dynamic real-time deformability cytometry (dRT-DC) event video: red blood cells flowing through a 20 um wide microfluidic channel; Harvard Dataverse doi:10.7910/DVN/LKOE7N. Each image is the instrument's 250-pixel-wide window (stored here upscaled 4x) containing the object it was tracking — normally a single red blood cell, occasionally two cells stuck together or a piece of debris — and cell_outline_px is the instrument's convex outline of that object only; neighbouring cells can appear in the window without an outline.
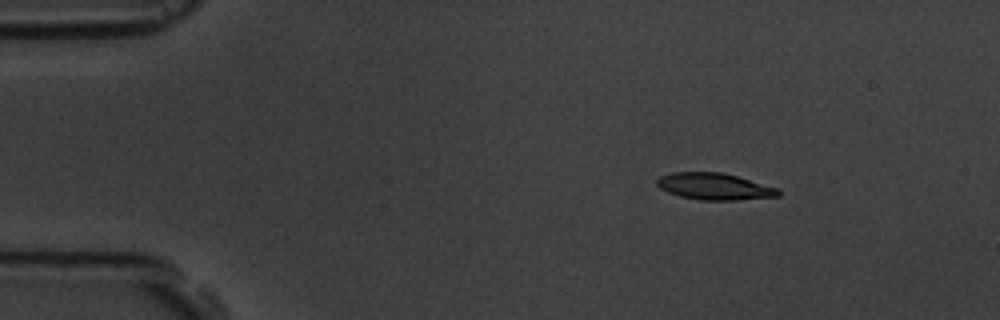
{"species": "common noctule bat (a hibernating species)", "species_latin": "Nyctalus noctula", "temperature_condition": "room temperature", "stored_images_in_passage": 6, "camera_frame_rate_fps": 3000, "um_per_image_px": 0.085, "animal": {"sex": "male", "body_mass_g": 19.5, "forearm_length_mm": 54.6}, "frame": {"image": 1, "passage_image": 2, "time_ms": 1.333, "image_size_px": [1000, 320], "cell_outline_px": [[780, 196], [736, 200], [700, 200], [680, 196], [668, 192], [660, 188], [656, 184], [656, 180], [660, 176], [672, 172], [724, 172], [780, 188]], "centroid_in_image_um": [60.75, 15.84], "position_along_channel_um": 24.2, "area_um2": 19.07}}
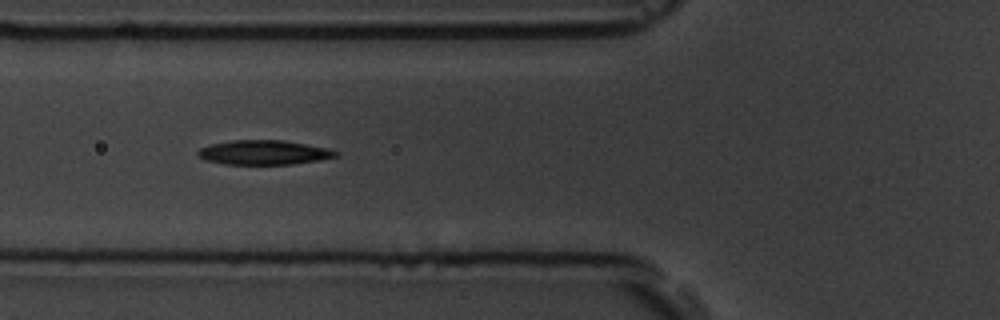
{"frame": {"image": 2, "passage_image": 5, "time_ms": 5.667, "image_size_px": [1000, 320], "cell_outline_px": [[340, 156], [320, 160], [292, 164], [224, 164], [204, 160], [196, 152], [200, 148], [212, 144], [232, 140], [284, 140], [328, 148], [340, 152]], "centroid_in_image_um": [22.47, 12.96], "position_along_channel_um": 103.3, "area_um2": 19.71}}
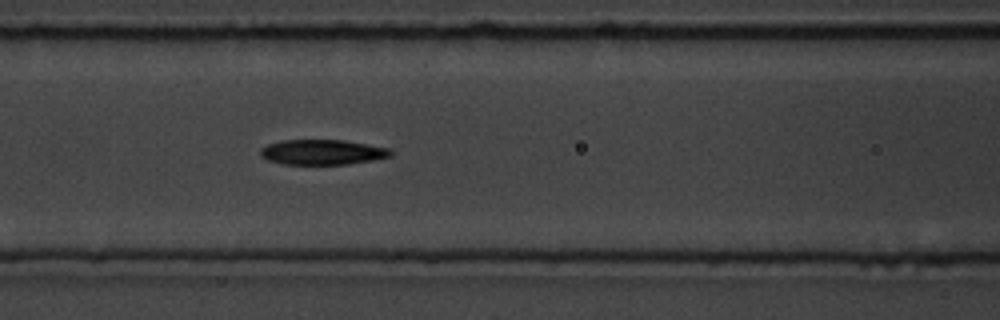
{"frame": {"image": 3, "passage_image": 6, "time_ms": 6.667, "image_size_px": [1000, 320], "cell_outline_px": [[396, 152], [392, 156], [372, 160], [348, 164], [284, 164], [268, 160], [260, 156], [260, 148], [268, 144], [280, 140], [344, 140], [392, 148]], "centroid_in_image_um": [27.45, 12.92], "position_along_channel_um": 139.2, "area_um2": 19.31}}